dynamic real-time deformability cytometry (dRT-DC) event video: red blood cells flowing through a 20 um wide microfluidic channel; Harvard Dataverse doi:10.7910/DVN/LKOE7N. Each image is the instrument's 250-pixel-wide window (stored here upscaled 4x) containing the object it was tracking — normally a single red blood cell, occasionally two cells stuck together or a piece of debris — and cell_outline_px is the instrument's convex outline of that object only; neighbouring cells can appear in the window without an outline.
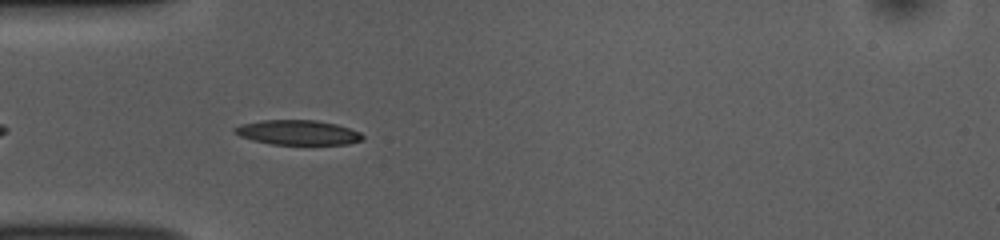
{"species": "common noctule bat (a hibernating species)", "species_latin": "Nyctalus noctula", "temperature_condition": "room temperature", "stored_images_in_passage": 39, "camera_frame_rate_fps": 3000, "um_per_image_px": 0.085, "animal": {"sex": "female", "body_mass_g": 10.0, "forearm_length_mm": 53.1}, "frame": {"image": 1, "passage_image": 4, "time_ms": 1.0, "image_size_px": [1000, 240], "cell_outline_px": [[364, 140], [348, 144], [272, 144], [252, 140], [240, 136], [232, 132], [232, 128], [240, 124], [260, 120], [316, 120], [336, 124], [360, 132], [364, 136]], "centroid_in_image_um": [25.28, 11.26], "position_along_channel_um": 59.7, "area_um2": 18.55}}
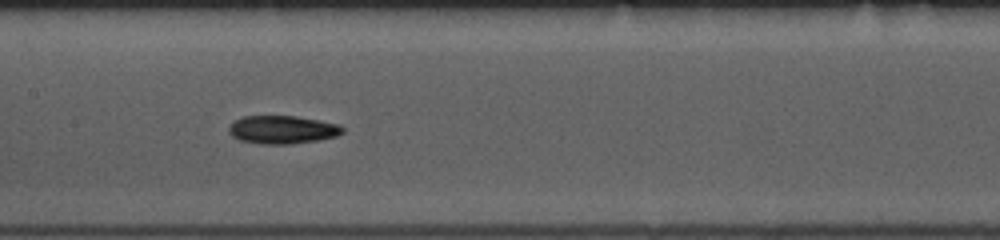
{"frame": {"image": 2, "passage_image": 14, "time_ms": 4.333, "image_size_px": [1000, 240], "cell_outline_px": [[344, 132], [336, 136], [320, 140], [292, 144], [260, 144], [240, 140], [232, 136], [228, 132], [228, 128], [232, 120], [244, 116], [296, 116], [340, 124], [344, 128]], "centroid_in_image_um": [23.99, 11.02], "position_along_channel_um": 183.4, "area_um2": 18.9}}
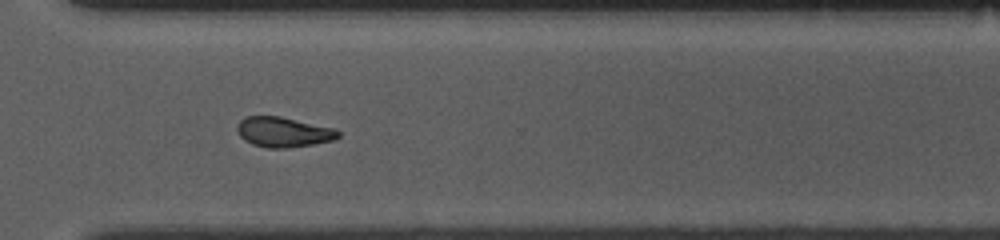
{"frame": {"image": 3, "passage_image": 27, "time_ms": 8.667, "image_size_px": [1000, 240], "cell_outline_px": [[340, 136], [336, 140], [312, 144], [284, 148], [268, 148], [252, 144], [244, 140], [240, 136], [236, 128], [240, 120], [244, 116], [280, 116], [336, 128], [340, 132]], "centroid_in_image_um": [24.11, 11.22], "position_along_channel_um": 346.5, "area_um2": 17.86}, "authors_computed_cell_mechanics": {"area_um2": 17.918, "velocity_mm_per_s": 3.7749, "shape_relaxation_time_tau1_ms": 4.6888, "shape_relaxation_time_tau2_ms": 4.8571, "deformation_change_tau1": 0.1234, "deformation_change_tau2": 0.114}}